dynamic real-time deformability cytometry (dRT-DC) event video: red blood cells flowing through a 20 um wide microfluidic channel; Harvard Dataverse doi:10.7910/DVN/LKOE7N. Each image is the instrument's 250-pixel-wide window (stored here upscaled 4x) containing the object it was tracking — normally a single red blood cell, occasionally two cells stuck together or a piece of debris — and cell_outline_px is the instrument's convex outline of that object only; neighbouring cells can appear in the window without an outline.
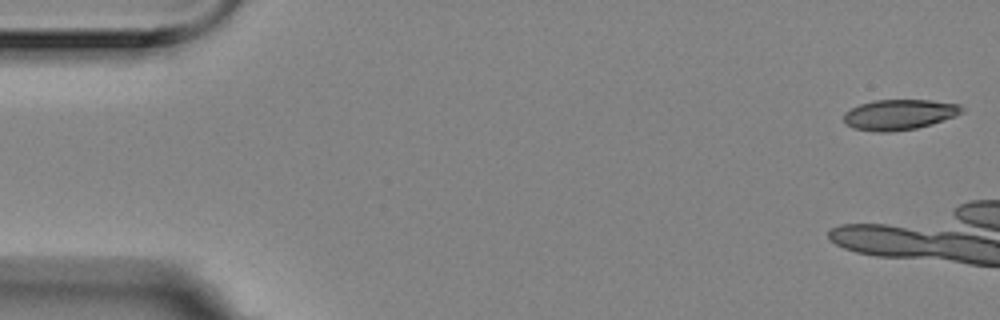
{"species": "Egyptian fruit bat (a non-hibernating species)", "species_latin": "Rousettus aegyptiacus", "temperature_condition": "room temperature", "stored_images_in_passage": 5, "camera_frame_rate_fps": 3000, "um_per_image_px": 0.085, "animal": {"sex": "female"}, "frame": {"image": 1, "passage_image": 1, "time_ms": 0.0, "image_size_px": [1000, 320], "cell_outline_px": [[964, 112], [956, 116], [932, 124], [916, 128], [892, 132], [876, 132], [852, 128], [844, 120], [844, 112], [860, 104], [876, 100], [928, 100], [960, 104], [964, 108]], "centroid_in_image_um": [76.47, 9.74], "position_along_channel_um": 8.5, "area_um2": 20.98}}